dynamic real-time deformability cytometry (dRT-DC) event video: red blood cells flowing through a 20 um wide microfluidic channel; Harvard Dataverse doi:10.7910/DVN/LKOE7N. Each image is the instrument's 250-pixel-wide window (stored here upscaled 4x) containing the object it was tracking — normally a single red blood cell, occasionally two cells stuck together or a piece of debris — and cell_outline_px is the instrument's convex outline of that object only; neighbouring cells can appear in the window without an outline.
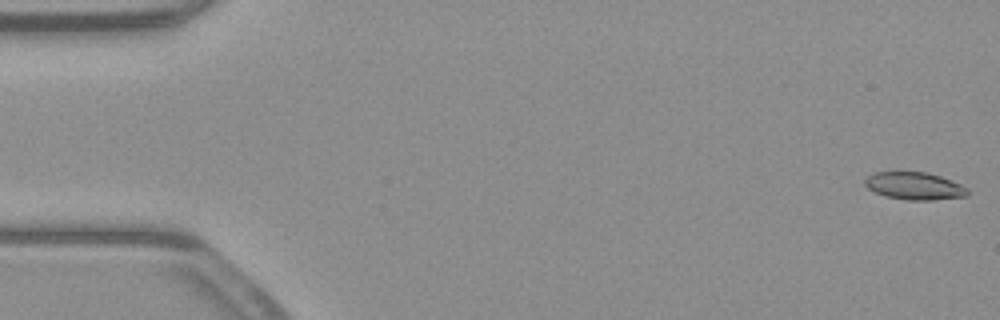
{"species": "common noctule bat (a hibernating species)", "species_latin": "Nyctalus noctula", "temperature_condition": "warm", "stored_images_in_passage": 53, "camera_frame_rate_fps": 3000, "um_per_image_px": 0.085, "animal": {"sex": "male", "body_mass_g": 23.1, "forearm_length_mm": 52.7}, "frame": {"image": 1, "passage_image": 1, "time_ms": 0.0, "image_size_px": [1000, 320], "cell_outline_px": [[968, 196], [932, 200], [908, 200], [884, 196], [868, 188], [864, 184], [864, 180], [868, 176], [876, 172], [928, 172], [940, 176], [960, 184], [968, 188]], "centroid_in_image_um": [77.74, 15.81], "position_along_channel_um": 7.3, "area_um2": 16.42}}
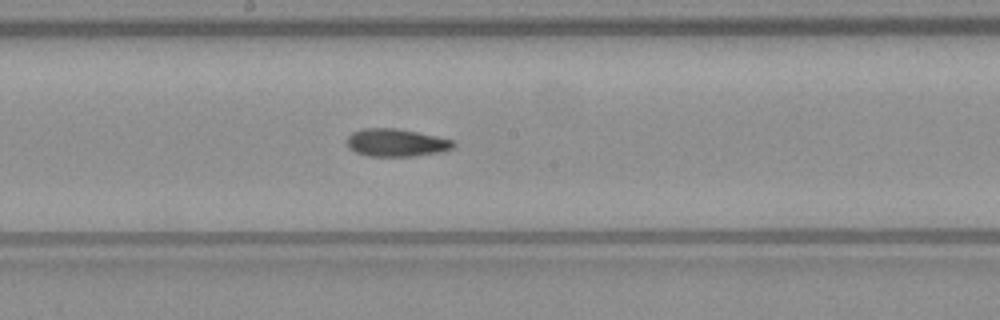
{"frame": {"image": 2, "passage_image": 28, "time_ms": 9.0, "image_size_px": [1000, 320], "cell_outline_px": [[456, 144], [452, 148], [440, 152], [416, 156], [368, 156], [356, 152], [348, 148], [348, 136], [352, 132], [364, 128], [396, 128], [436, 136], [452, 140]], "centroid_in_image_um": [33.67, 12.13], "position_along_channel_um": 214.5, "area_um2": 17.11}}
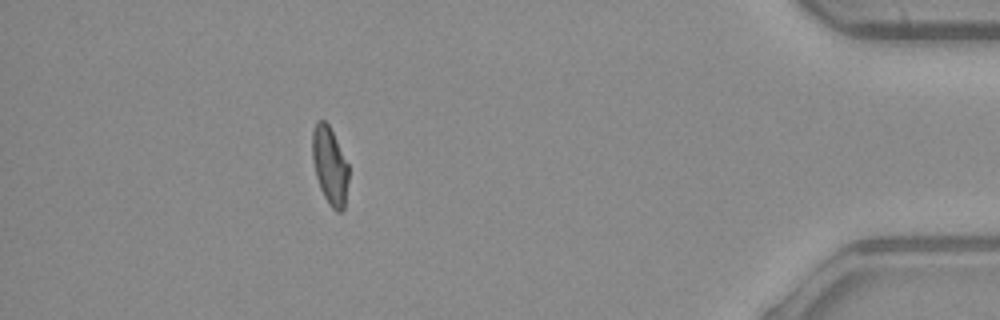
{"frame": {"image": 3, "passage_image": 47, "time_ms": 15.333, "image_size_px": [1000, 320], "cell_outline_px": [[348, 180], [344, 208], [340, 212], [336, 212], [328, 204], [320, 188], [316, 176], [312, 160], [312, 132], [316, 120], [324, 120], [328, 124], [348, 164]], "centroid_in_image_um": [28.02, 14.09], "position_along_channel_um": 407.2, "area_um2": 16.36}, "authors_computed_cell_mechanics": {"area_um2": 17.051, "velocity_mm_per_s": 3.9509, "shape_relaxation_time_tau1_ms": null, "shape_relaxation_time_tau2_ms": 4.2849, "deformation_change_tau1": null, "deformation_change_tau2": 0.1048}}